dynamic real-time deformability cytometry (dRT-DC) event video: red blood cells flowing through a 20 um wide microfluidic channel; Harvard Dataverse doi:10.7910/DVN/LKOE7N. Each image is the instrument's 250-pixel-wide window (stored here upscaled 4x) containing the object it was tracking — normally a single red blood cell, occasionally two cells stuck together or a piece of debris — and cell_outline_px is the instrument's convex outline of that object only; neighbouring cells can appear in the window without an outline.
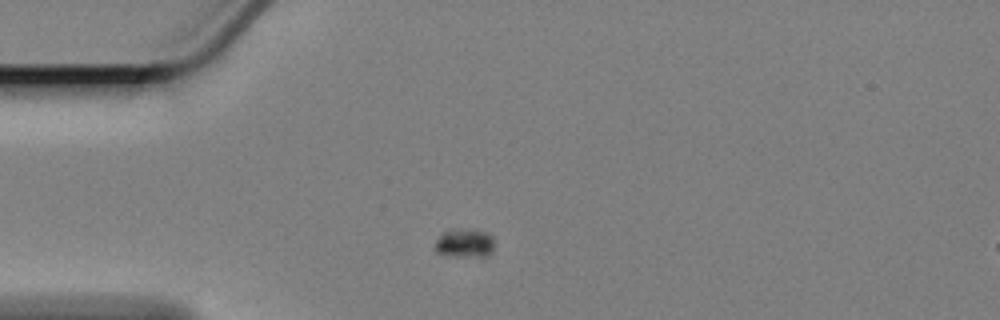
{"species": "Egyptian fruit bat (a non-hibernating species)", "species_latin": "Rousettus aegyptiacus", "temperature_condition": "cold", "stored_images_in_passage": 12, "camera_frame_rate_fps": 3000, "um_per_image_px": 0.085, "animal": {"sex": "female"}, "frame": {"image": 1, "passage_image": 6, "time_ms": 1.667, "image_size_px": [1000, 320], "cell_outline_px": [[496, 244], [492, 252], [488, 256], [456, 256], [436, 252], [432, 248], [436, 240], [444, 232], [452, 228], [488, 232], [492, 236]], "centroid_in_image_um": [39.52, 20.66], "position_along_channel_um": 45.5, "area_um2": 10.12}}